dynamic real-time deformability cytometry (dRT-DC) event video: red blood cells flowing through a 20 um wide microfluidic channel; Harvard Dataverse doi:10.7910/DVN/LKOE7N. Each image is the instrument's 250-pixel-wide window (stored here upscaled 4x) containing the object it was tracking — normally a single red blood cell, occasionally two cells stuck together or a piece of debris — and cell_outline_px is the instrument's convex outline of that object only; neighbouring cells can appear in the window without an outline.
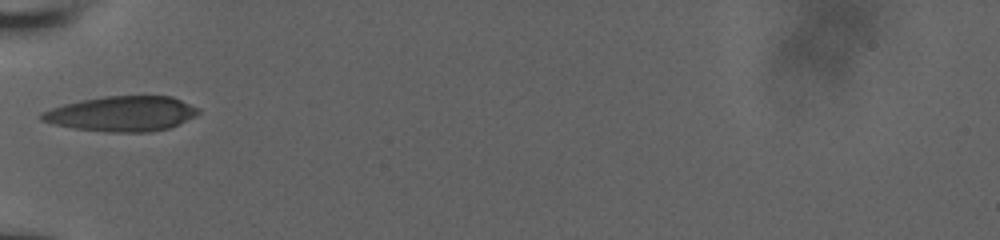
{"species": "human", "species_latin": "Homo sapiens", "temperature_condition": "room temperature", "stored_images_in_passage": 12, "camera_frame_rate_fps": 3000, "um_per_image_px": 0.085, "donor": {"sex": "male"}, "frame": {"image": 1, "passage_image": 1, "time_ms": 0.0, "image_size_px": [1000, 240], "cell_outline_px": [[200, 112], [196, 116], [168, 128], [148, 132], [116, 132], [76, 128], [52, 124], [40, 120], [40, 112], [64, 104], [80, 100], [104, 96], [172, 96], [200, 108]], "centroid_in_image_um": [10.36, 9.65], "position_along_channel_um": 74.6, "area_um2": 31.96}}
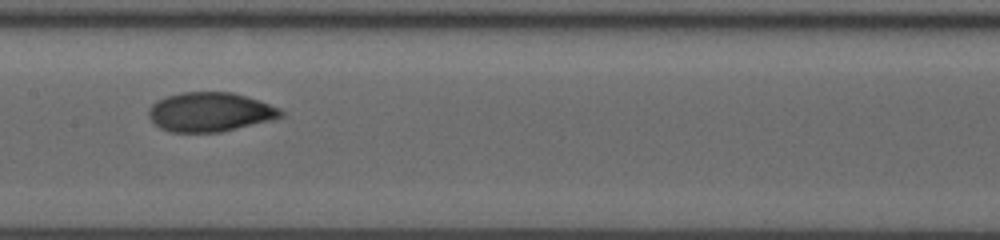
{"frame": {"image": 2, "passage_image": 4, "time_ms": 3.0, "image_size_px": [1000, 240], "cell_outline_px": [[284, 116], [272, 120], [220, 132], [172, 132], [160, 128], [148, 116], [148, 108], [156, 100], [180, 92], [232, 92], [280, 108], [284, 112]], "centroid_in_image_um": [17.84, 9.52], "position_along_channel_um": 189.6, "area_um2": 30.11}}
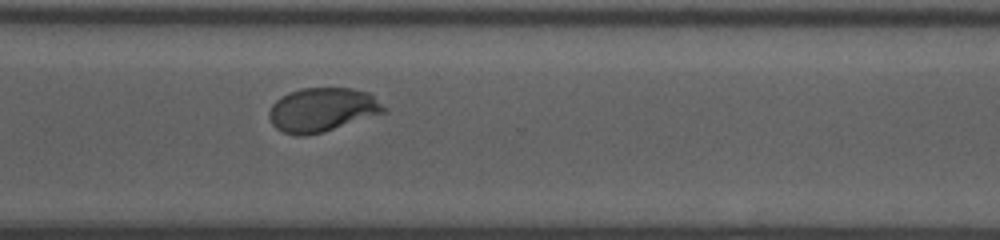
{"frame": {"image": 3, "passage_image": 12, "time_ms": 7.0, "image_size_px": [1000, 240], "cell_outline_px": [[388, 108], [384, 112], [324, 132], [304, 136], [296, 136], [284, 132], [276, 128], [272, 124], [268, 116], [268, 112], [272, 104], [280, 96], [288, 92], [304, 88], [352, 88], [368, 92]], "centroid_in_image_um": [27.36, 9.33], "position_along_channel_um": 343.2, "area_um2": 29.42}}